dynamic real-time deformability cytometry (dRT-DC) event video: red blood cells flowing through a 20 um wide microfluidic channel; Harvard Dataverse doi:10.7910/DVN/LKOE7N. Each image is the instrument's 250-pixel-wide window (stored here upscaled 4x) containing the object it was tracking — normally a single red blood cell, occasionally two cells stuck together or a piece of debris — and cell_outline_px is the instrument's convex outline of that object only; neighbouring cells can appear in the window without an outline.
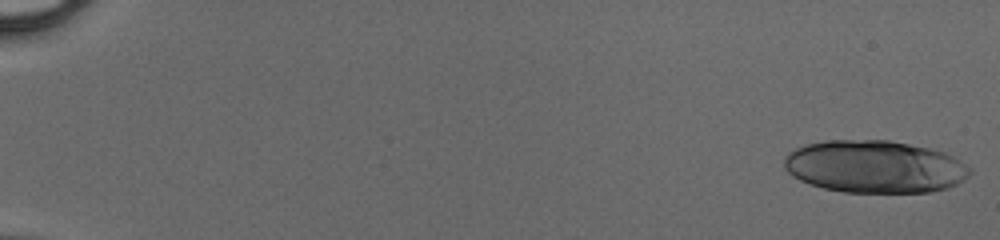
{"species": "human", "species_latin": "Homo sapiens", "temperature_condition": "cold", "stored_images_in_passage": 25, "camera_frame_rate_fps": 3000, "um_per_image_px": 0.085, "donor": {"sex": "male"}, "frame": {"image": 1, "passage_image": 1, "time_ms": 0.0, "image_size_px": [1000, 240], "cell_outline_px": [[972, 172], [964, 180], [956, 184], [944, 188], [928, 192], [844, 192], [824, 188], [800, 180], [792, 176], [784, 168], [784, 156], [788, 152], [804, 144], [824, 140], [888, 140], [928, 148], [944, 152], [960, 160], [972, 168]], "centroid_in_image_um": [74.33, 14.16], "position_along_channel_um": 10.7, "area_um2": 56.88}}
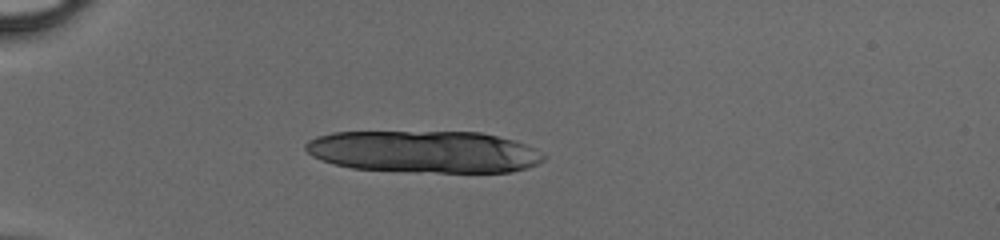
{"frame": {"image": 2, "passage_image": 15, "time_ms": 4.667, "image_size_px": [1000, 240], "cell_outline_px": [[544, 160], [536, 164], [512, 172], [416, 172], [352, 168], [320, 160], [312, 156], [304, 148], [304, 144], [308, 140], [316, 136], [332, 132], [480, 132], [512, 140], [524, 144], [532, 148], [544, 156]], "centroid_in_image_um": [35.98, 12.89], "position_along_channel_um": 49.0, "area_um2": 58.15}}
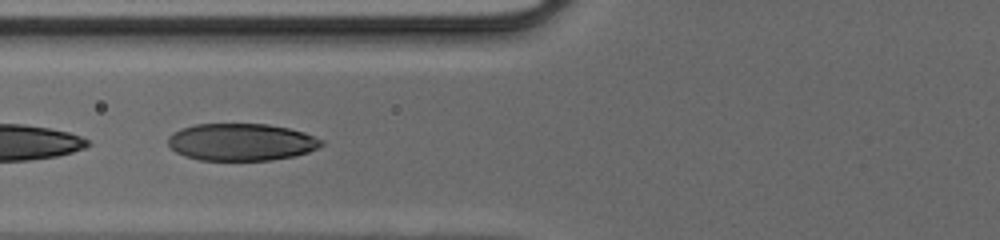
{"frame": {"image": 3, "passage_image": 22, "time_ms": 7.0, "image_size_px": [1000, 240], "cell_outline_px": [[324, 144], [308, 152], [296, 156], [272, 160], [200, 160], [184, 156], [176, 152], [168, 144], [168, 136], [172, 132], [180, 128], [196, 124], [268, 124], [288, 128], [304, 132], [324, 140]], "centroid_in_image_um": [20.5, 12.07], "position_along_channel_um": 105.3, "area_um2": 33.47}}